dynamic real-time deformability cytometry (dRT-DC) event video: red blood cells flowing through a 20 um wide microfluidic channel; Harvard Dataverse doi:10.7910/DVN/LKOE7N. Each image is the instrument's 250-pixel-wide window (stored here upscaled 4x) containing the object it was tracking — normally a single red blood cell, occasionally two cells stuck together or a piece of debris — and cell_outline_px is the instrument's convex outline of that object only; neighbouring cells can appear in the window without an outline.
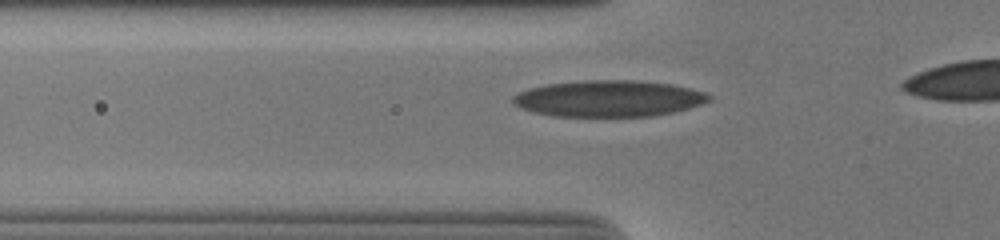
{"species": "human", "species_latin": "Homo sapiens", "temperature_condition": "cold", "stored_images_in_passage": 36, "camera_frame_rate_fps": 3000, "um_per_image_px": 0.085, "donor": {"sex": "male"}, "frame": {"image": 1, "passage_image": 10, "time_ms": 3.0, "image_size_px": [1000, 240], "cell_outline_px": [[712, 100], [688, 108], [672, 112], [652, 116], [556, 116], [532, 112], [520, 108], [512, 100], [512, 96], [528, 88], [548, 84], [584, 80], [636, 80], [672, 84], [704, 92], [712, 96]], "centroid_in_image_um": [51.73, 8.37], "position_along_channel_um": 74.1, "area_um2": 41.44}}
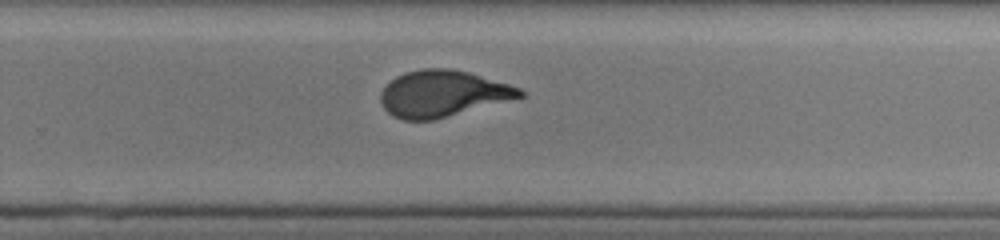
{"frame": {"image": 2, "passage_image": 27, "time_ms": 8.667, "image_size_px": [1000, 240], "cell_outline_px": [[524, 96], [432, 120], [404, 120], [392, 116], [384, 108], [380, 100], [380, 92], [396, 76], [404, 72], [420, 68], [448, 68], [468, 72], [508, 84], [520, 88], [524, 92]], "centroid_in_image_um": [37.58, 7.95], "position_along_channel_um": 292.2, "area_um2": 37.22}}
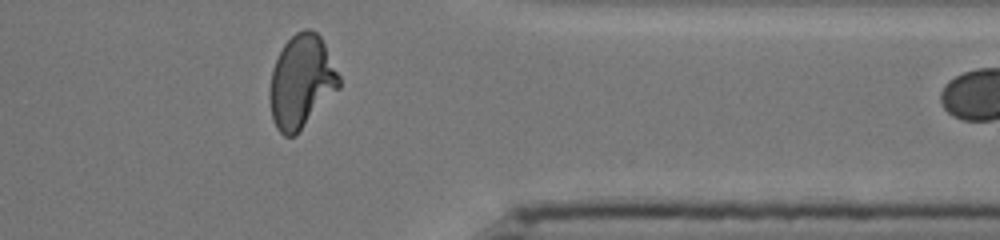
{"frame": {"image": 3, "passage_image": 35, "time_ms": 11.333, "image_size_px": [1000, 240], "cell_outline_px": [[340, 88], [296, 136], [284, 136], [276, 128], [272, 120], [268, 96], [268, 88], [272, 68], [284, 44], [296, 32], [304, 28], [308, 28], [316, 32], [320, 36], [340, 76]], "centroid_in_image_um": [25.6, 6.97], "position_along_channel_um": 385.8, "area_um2": 37.97}}